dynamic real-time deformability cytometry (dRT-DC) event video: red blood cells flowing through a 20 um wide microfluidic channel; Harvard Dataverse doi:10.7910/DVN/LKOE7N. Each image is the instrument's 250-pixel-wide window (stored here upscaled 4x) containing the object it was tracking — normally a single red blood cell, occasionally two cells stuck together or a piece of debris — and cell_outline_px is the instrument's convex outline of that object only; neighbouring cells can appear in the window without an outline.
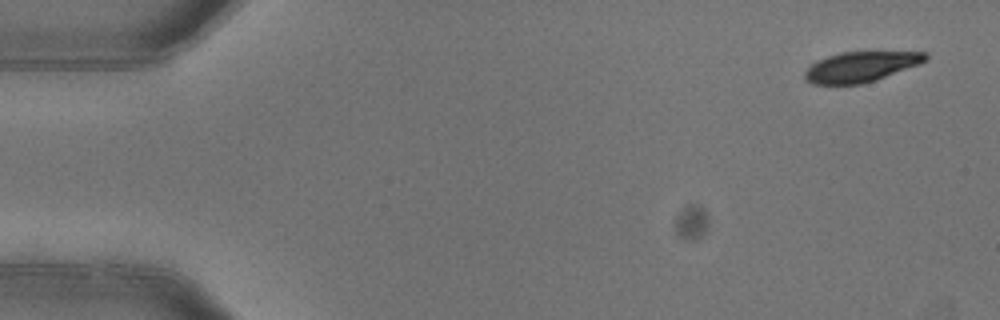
{"species": "common noctule bat (a hibernating species)", "species_latin": "Nyctalus noctula", "temperature_condition": "warm", "stored_images_in_passage": 5, "segment_of_instrument_passage": [1, 2], "camera_frame_rate_fps": 3000, "um_per_image_px": 0.085, "animal": {"sex": "female"}, "frame": {"image": 1, "passage_image": 1, "time_ms": 0.0, "image_size_px": [1000, 320], "cell_outline_px": [[928, 60], [920, 64], [876, 80], [860, 84], [812, 84], [804, 80], [804, 72], [808, 64], [816, 60], [840, 52], [928, 52]], "centroid_in_image_um": [73.13, 5.67], "position_along_channel_um": 11.9, "area_um2": 21.5}}